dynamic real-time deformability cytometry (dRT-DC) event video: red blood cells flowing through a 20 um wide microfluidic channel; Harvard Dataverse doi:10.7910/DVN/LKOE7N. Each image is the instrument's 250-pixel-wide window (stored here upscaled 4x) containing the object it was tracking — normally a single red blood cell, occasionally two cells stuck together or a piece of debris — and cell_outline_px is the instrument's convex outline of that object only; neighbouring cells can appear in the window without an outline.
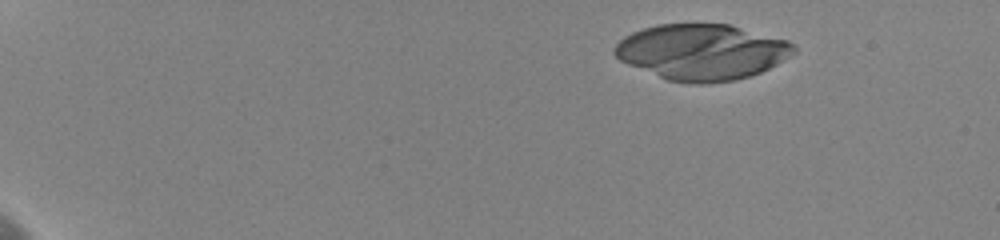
{"species": "human", "species_latin": "Homo sapiens", "temperature_condition": "cold", "stored_images_in_passage": 12, "camera_frame_rate_fps": 3000, "um_per_image_px": 0.085, "donor": {"sex": "female"}, "frame": {"image": 1, "passage_image": 1, "time_ms": 0.0, "image_size_px": [1000, 240], "cell_outline_px": [[796, 52], [776, 64], [760, 72], [748, 76], [732, 80], [704, 84], [696, 84], [668, 80], [628, 64], [620, 60], [612, 52], [612, 48], [624, 36], [632, 32], [644, 28], [660, 24], [728, 24], [788, 40], [796, 44]], "centroid_in_image_um": [59.65, 4.41], "position_along_channel_um": 25.3, "area_um2": 58.03}}